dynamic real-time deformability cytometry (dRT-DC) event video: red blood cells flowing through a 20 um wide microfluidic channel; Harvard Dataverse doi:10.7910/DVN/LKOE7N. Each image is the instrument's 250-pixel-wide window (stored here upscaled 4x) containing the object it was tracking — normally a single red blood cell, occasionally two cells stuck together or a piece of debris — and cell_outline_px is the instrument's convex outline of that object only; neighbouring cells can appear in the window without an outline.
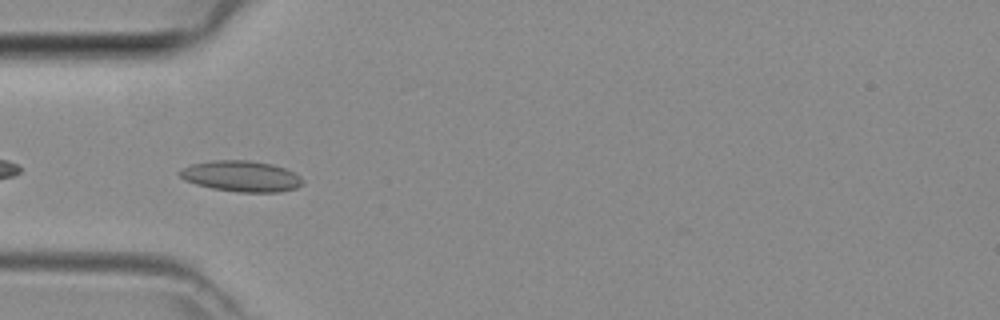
{"species": "common noctule bat (a hibernating species)", "species_latin": "Nyctalus noctula", "temperature_condition": "room temperature", "stored_images_in_passage": 40, "camera_frame_rate_fps": 3000, "um_per_image_px": 0.085, "animal": {"sex": "female", "body_mass_g": 29.2, "forearm_length_mm": 56.3}, "frame": {"image": 1, "passage_image": 14, "time_ms": 4.333, "image_size_px": [1000, 320], "cell_outline_px": [[304, 180], [296, 188], [280, 192], [240, 192], [212, 188], [196, 184], [184, 180], [176, 172], [180, 168], [192, 164], [212, 160], [248, 160], [272, 164], [284, 168], [300, 176]], "centroid_in_image_um": [20.47, 14.97], "position_along_channel_um": 64.5, "area_um2": 22.14}}
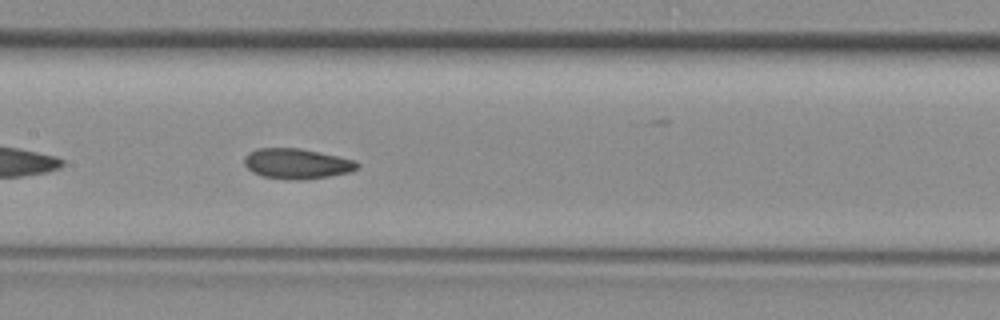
{"frame": {"image": 2, "passage_image": 22, "time_ms": 7.0, "image_size_px": [1000, 320], "cell_outline_px": [[360, 164], [352, 172], [308, 180], [296, 180], [264, 176], [252, 172], [244, 164], [244, 156], [248, 152], [260, 148], [300, 148], [356, 160]], "centroid_in_image_um": [25.25, 13.91], "position_along_channel_um": 182.2, "area_um2": 20.0}}
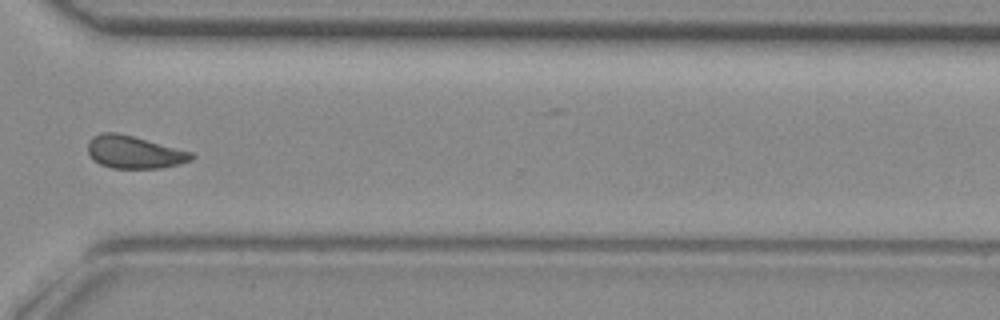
{"frame": {"image": 3, "passage_image": 34, "time_ms": 11.0, "image_size_px": [1000, 320], "cell_outline_px": [[192, 160], [180, 164], [160, 168], [112, 168], [100, 164], [92, 160], [88, 152], [88, 140], [92, 136], [100, 132], [116, 132], [132, 136], [192, 152]], "centroid_in_image_um": [11.35, 12.93], "position_along_channel_um": 359.2, "area_um2": 19.65}}